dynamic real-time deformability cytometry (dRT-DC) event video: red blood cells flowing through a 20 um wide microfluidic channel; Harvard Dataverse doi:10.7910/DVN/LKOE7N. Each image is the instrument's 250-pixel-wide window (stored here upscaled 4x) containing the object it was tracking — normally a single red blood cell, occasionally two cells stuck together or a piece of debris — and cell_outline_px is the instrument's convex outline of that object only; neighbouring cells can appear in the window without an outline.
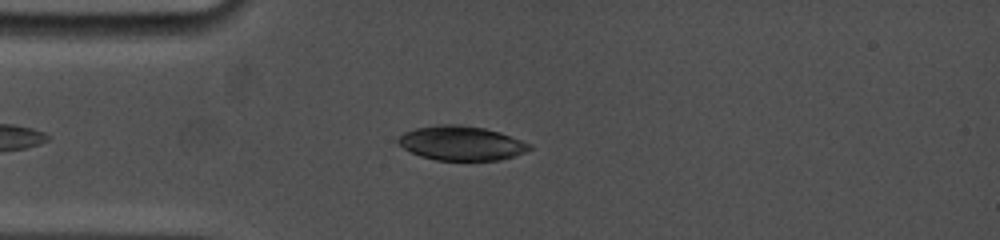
{"species": "common noctule bat (a hibernating species)", "species_latin": "Nyctalus noctula", "temperature_condition": "cold", "stored_images_in_passage": 40, "camera_frame_rate_fps": 5000, "um_per_image_px": 0.085, "animal": {"sex": "female", "body_mass_g": 19.0, "forearm_length_mm": 53.3}, "frame": {"image": 1, "passage_image": 15, "time_ms": 4.0, "image_size_px": [1000, 240], "cell_outline_px": [[532, 148], [524, 152], [500, 160], [436, 160], [420, 156], [396, 144], [396, 140], [404, 132], [416, 128], [440, 124], [460, 124], [484, 128], [500, 132], [532, 144]], "centroid_in_image_um": [39.19, 12.16], "position_along_channel_um": 45.8, "area_um2": 26.3}}
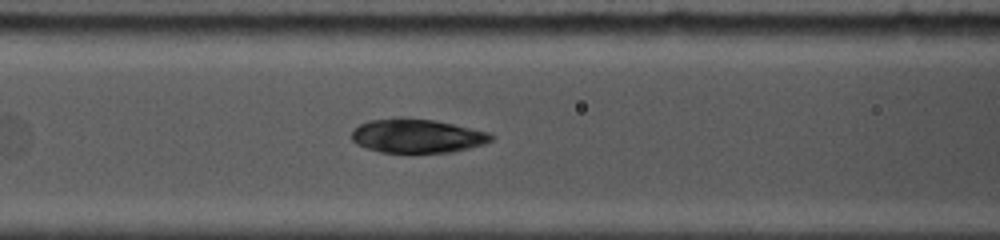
{"frame": {"image": 2, "passage_image": 25, "time_ms": 6.6, "image_size_px": [1000, 240], "cell_outline_px": [[496, 136], [492, 140], [484, 144], [452, 152], [380, 152], [364, 148], [356, 144], [352, 140], [352, 128], [368, 120], [400, 116], [404, 116], [432, 120], [452, 124], [488, 132]], "centroid_in_image_um": [35.4, 11.53], "position_along_channel_um": 131.2, "area_um2": 27.86}}
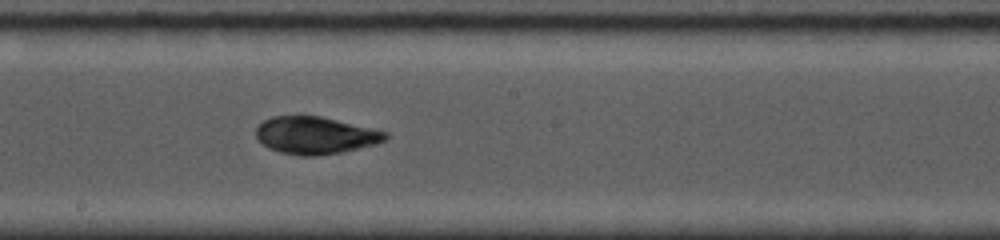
{"frame": {"image": 3, "passage_image": 34, "time_ms": 9.0, "image_size_px": [1000, 240], "cell_outline_px": [[388, 136], [384, 140], [376, 144], [340, 152], [316, 156], [300, 156], [280, 152], [268, 148], [256, 140], [256, 128], [264, 120], [272, 116], [320, 116], [388, 132]], "centroid_in_image_um": [26.76, 11.51], "position_along_channel_um": 221.4, "area_um2": 28.03}}